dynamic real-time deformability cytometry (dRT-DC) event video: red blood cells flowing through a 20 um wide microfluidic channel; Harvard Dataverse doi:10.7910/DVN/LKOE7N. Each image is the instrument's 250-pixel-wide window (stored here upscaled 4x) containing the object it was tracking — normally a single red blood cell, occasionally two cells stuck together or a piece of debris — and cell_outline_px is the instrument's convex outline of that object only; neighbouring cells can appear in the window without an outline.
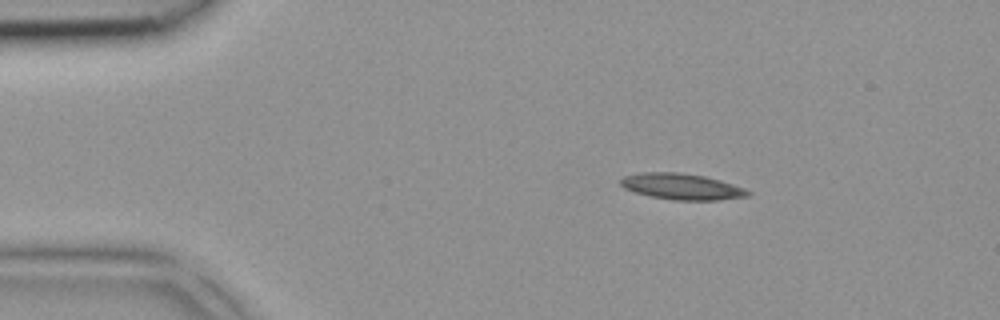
{"species": "common noctule bat (a hibernating species)", "species_latin": "Nyctalus noctula", "temperature_condition": "room temperature", "stored_images_in_passage": 1, "camera_frame_rate_fps": 3000, "um_per_image_px": 0.085, "animal": {"sex": "female", "body_mass_g": 18.4}, "frame": {"image": 1, "passage_image": 1, "time_ms": 0.0, "image_size_px": [1000, 320], "cell_outline_px": [[752, 192], [748, 196], [720, 200], [672, 200], [652, 196], [636, 192], [624, 188], [620, 184], [620, 180], [624, 176], [640, 172], [676, 172], [704, 176], [720, 180], [744, 188]], "centroid_in_image_um": [57.95, 15.85], "position_along_channel_um": 27.0, "area_um2": 19.25}}